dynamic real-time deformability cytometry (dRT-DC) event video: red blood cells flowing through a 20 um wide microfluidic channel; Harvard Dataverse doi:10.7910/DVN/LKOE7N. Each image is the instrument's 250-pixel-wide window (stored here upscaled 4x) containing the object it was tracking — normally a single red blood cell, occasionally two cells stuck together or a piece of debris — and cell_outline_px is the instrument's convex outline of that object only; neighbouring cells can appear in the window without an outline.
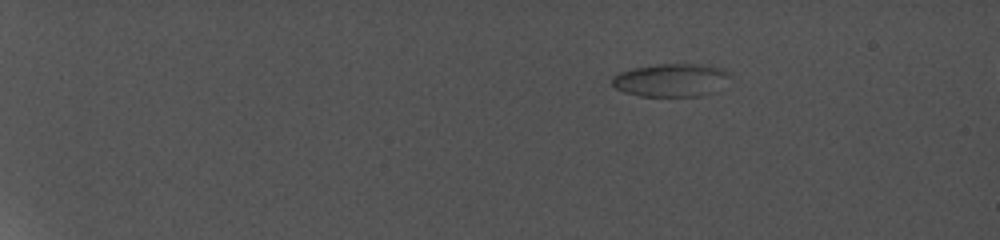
{"species": "common noctule bat (a hibernating species)", "species_latin": "Nyctalus noctula", "temperature_condition": "cold", "stored_images_in_passage": 12, "camera_frame_rate_fps": 5000, "um_per_image_px": 0.085, "animal": {"sex": "female", "body_mass_g": 19.0, "forearm_length_mm": 56.7}, "frame": {"image": 1, "passage_image": 1, "time_ms": 0.0, "image_size_px": [1000, 240], "cell_outline_px": [[728, 76], [716, 92], [700, 96], [640, 96], [624, 92], [616, 88], [612, 84], [612, 76], [620, 72], [632, 68], [656, 64], [712, 64], [724, 68], [728, 72]], "centroid_in_image_um": [57.04, 6.8], "position_along_channel_um": 28.0, "area_um2": 22.89}}